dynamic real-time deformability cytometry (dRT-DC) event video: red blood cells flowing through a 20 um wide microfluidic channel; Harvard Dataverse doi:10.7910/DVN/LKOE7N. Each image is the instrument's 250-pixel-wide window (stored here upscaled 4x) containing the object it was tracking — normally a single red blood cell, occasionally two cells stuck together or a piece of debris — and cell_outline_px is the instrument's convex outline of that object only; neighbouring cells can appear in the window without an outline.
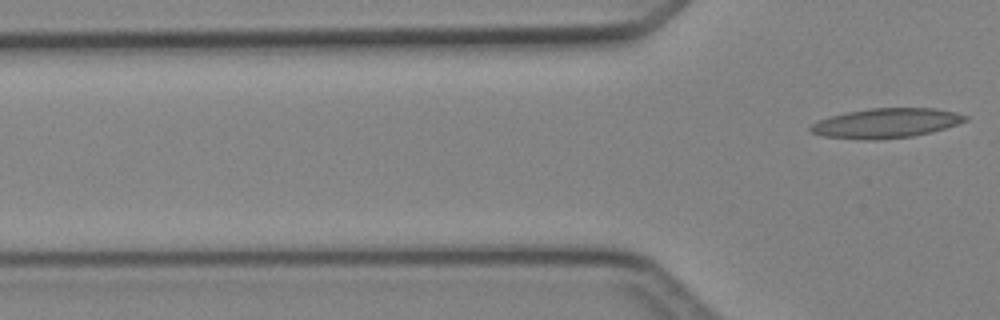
{"species": "Egyptian fruit bat (a non-hibernating species)", "species_latin": "Rousettus aegyptiacus", "temperature_condition": "cold", "stored_images_in_passage": 2, "camera_frame_rate_fps": 3000, "um_per_image_px": 0.085, "animal": {"sex": "female"}, "frame": {"image": 1, "passage_image": 2, "time_ms": 1.333, "image_size_px": [1000, 320], "cell_outline_px": [[968, 120], [944, 128], [912, 136], [876, 140], [864, 140], [824, 136], [812, 132], [808, 128], [812, 124], [820, 120], [832, 116], [848, 112], [872, 108], [936, 108], [956, 112], [968, 116]], "centroid_in_image_um": [75.33, 10.46], "position_along_channel_um": 50.5, "area_um2": 26.41}}